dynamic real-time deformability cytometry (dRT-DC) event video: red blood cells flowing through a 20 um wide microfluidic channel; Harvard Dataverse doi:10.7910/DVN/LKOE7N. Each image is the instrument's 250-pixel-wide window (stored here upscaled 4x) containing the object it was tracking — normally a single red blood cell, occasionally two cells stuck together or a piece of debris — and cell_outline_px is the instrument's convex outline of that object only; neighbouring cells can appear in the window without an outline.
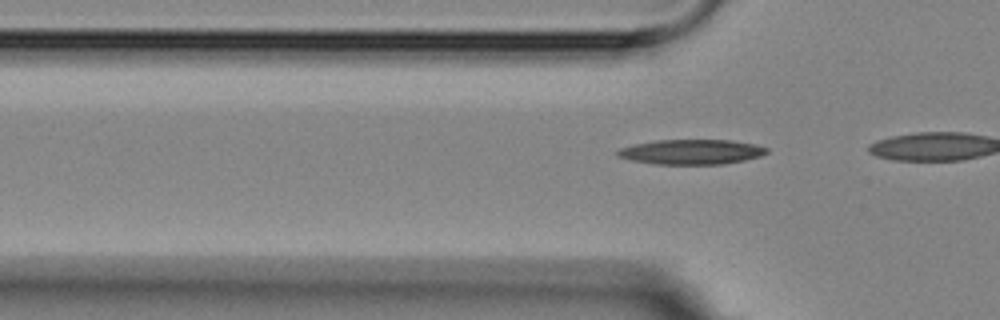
{"species": "Egyptian fruit bat (a non-hibernating species)", "species_latin": "Rousettus aegyptiacus", "temperature_condition": "room temperature", "stored_images_in_passage": 5, "segment_of_instrument_passage": [2, 2], "camera_frame_rate_fps": 3000, "um_per_image_px": 0.085, "animal": {"sex": "female"}, "frame": {"image": 1, "passage_image": 5, "time_ms": 5.333, "image_size_px": [1000, 320], "cell_outline_px": [[768, 152], [760, 156], [744, 160], [724, 164], [652, 164], [632, 160], [616, 156], [616, 152], [620, 148], [632, 144], [656, 140], [732, 140], [756, 144], [768, 148]], "centroid_in_image_um": [58.76, 12.9], "position_along_channel_um": 67.0, "area_um2": 21.79}}